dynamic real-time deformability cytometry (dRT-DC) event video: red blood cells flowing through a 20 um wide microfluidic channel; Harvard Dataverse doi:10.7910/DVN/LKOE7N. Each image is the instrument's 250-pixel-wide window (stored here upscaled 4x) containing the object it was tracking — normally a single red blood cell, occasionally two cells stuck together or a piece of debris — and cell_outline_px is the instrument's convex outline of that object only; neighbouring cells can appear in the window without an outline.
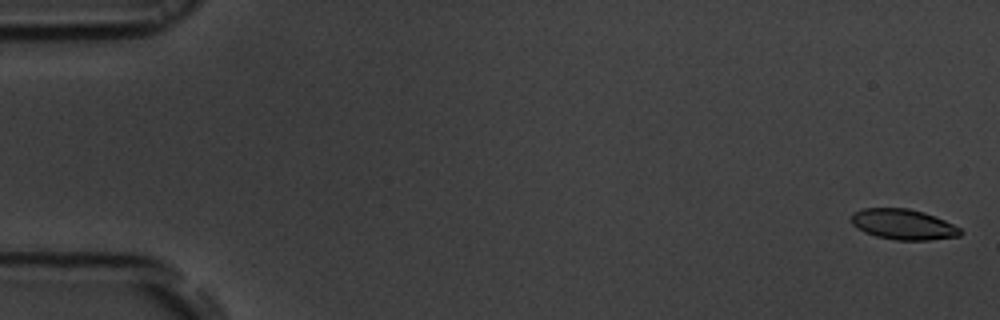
{"species": "common noctule bat (a hibernating species)", "species_latin": "Nyctalus noctula", "temperature_condition": "room temperature", "stored_images_in_passage": 55, "camera_frame_rate_fps": 3000, "um_per_image_px": 0.085, "animal": {"sex": "male", "body_mass_g": 19.5, "forearm_length_mm": 54.6}, "frame": {"image": 1, "passage_image": 2, "time_ms": 0.333, "image_size_px": [1000, 320], "cell_outline_px": [[964, 232], [960, 236], [928, 240], [896, 240], [876, 236], [864, 232], [856, 228], [852, 224], [852, 212], [864, 208], [908, 208], [924, 212], [944, 220], [960, 228]], "centroid_in_image_um": [76.77, 19.07], "position_along_channel_um": 8.2, "area_um2": 19.42}}
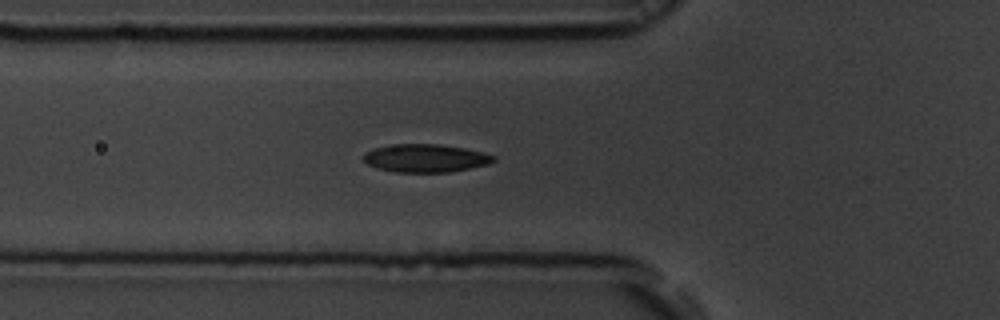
{"frame": {"image": 2, "passage_image": 20, "time_ms": 6.333, "image_size_px": [1000, 320], "cell_outline_px": [[496, 160], [488, 164], [448, 172], [396, 172], [376, 168], [368, 164], [364, 160], [364, 152], [372, 148], [396, 144], [436, 144], [464, 148], [484, 152], [496, 156]], "centroid_in_image_um": [36.16, 13.44], "position_along_channel_um": 89.6, "area_um2": 21.21}}
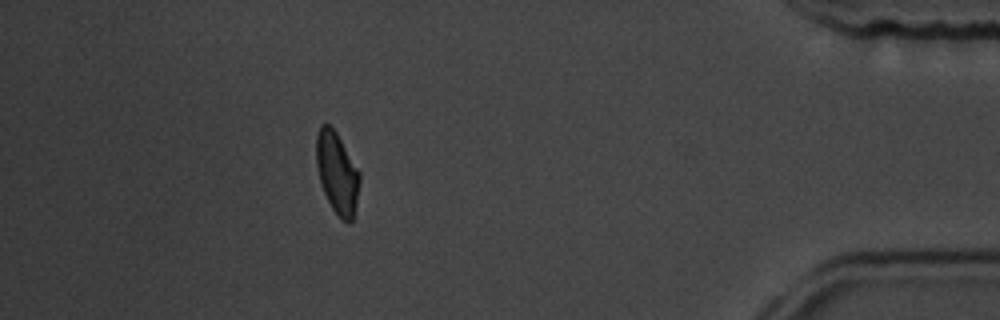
{"frame": {"image": 3, "passage_image": 49, "time_ms": 16.0, "image_size_px": [1000, 320], "cell_outline_px": [[360, 180], [356, 204], [352, 220], [348, 224], [340, 220], [332, 208], [324, 192], [320, 180], [316, 164], [316, 136], [320, 124], [328, 124], [336, 132], [360, 172]], "centroid_in_image_um": [28.65, 14.71], "position_along_channel_um": 406.6, "area_um2": 20.52}, "authors_computed_cell_mechanics": {"area_um2": 20.9236, "velocity_mm_per_s": 3.7971, "shape_relaxation_time_tau1_ms": 4.0678, "shape_relaxation_time_tau2_ms": 2.2703, "deformation_change_tau1": 0.1178, "deformation_change_tau2": 0.0676}}